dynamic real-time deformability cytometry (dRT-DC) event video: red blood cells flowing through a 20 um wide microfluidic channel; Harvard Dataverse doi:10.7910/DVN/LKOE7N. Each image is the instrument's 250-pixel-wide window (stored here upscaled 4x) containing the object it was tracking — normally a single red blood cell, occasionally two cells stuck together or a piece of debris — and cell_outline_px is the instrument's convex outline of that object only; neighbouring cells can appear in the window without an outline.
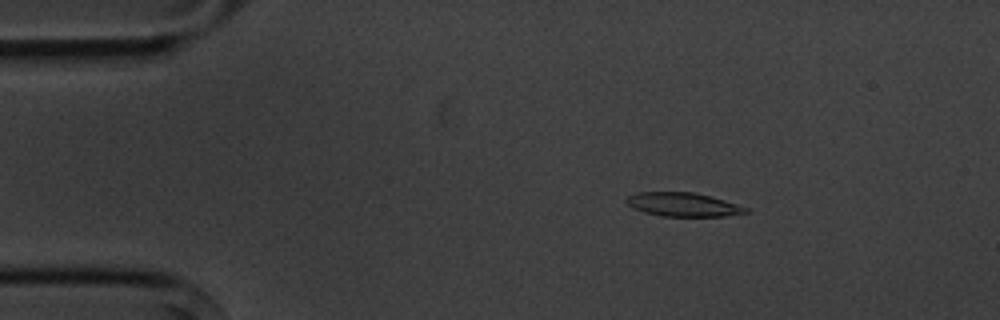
{"species": "common noctule bat (a hibernating species)", "species_latin": "Nyctalus noctula", "temperature_condition": "cold", "stored_images_in_passage": 4, "camera_frame_rate_fps": 3000, "um_per_image_px": 0.085, "animal": {"sex": "male", "body_mass_g": 20.1, "forearm_length_mm": 53.5}, "frame": {"image": 1, "passage_image": 3, "time_ms": 2.333, "image_size_px": [1000, 320], "cell_outline_px": [[748, 212], [724, 216], [660, 216], [644, 212], [632, 208], [624, 200], [628, 196], [640, 192], [692, 192], [712, 196], [748, 208]], "centroid_in_image_um": [58.03, 17.38], "position_along_channel_um": 27.0, "area_um2": 16.47}}